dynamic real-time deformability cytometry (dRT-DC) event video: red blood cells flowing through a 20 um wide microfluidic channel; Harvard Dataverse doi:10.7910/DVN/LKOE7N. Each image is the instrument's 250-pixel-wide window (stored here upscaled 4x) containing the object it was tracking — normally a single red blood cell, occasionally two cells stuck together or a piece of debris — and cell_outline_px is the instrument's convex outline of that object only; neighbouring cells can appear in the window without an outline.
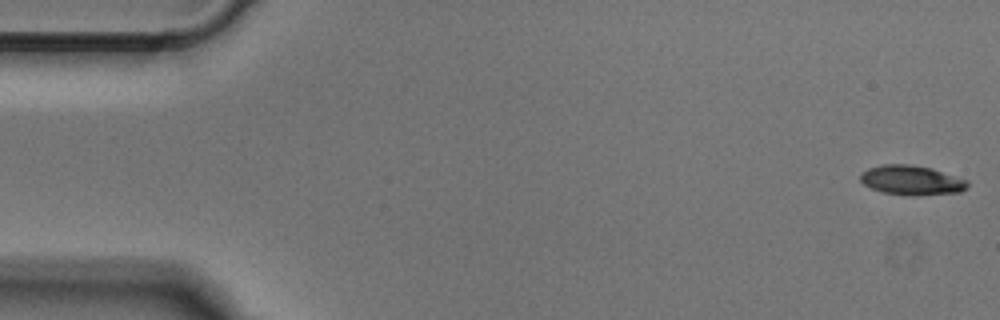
{"species": "Egyptian fruit bat (a non-hibernating species)", "species_latin": "Rousettus aegyptiacus", "temperature_condition": "cold", "stored_images_in_passage": 50, "camera_frame_rate_fps": 3000, "um_per_image_px": 0.085, "animal": {"sex": "male"}, "frame": {"image": 1, "passage_image": 1, "time_ms": 0.0, "image_size_px": [1000, 320], "cell_outline_px": [[968, 188], [960, 192], [884, 192], [872, 188], [864, 184], [860, 180], [860, 172], [868, 168], [884, 164], [908, 164], [932, 168], [968, 180]], "centroid_in_image_um": [77.46, 15.24], "position_along_channel_um": 7.5, "area_um2": 17.4}}
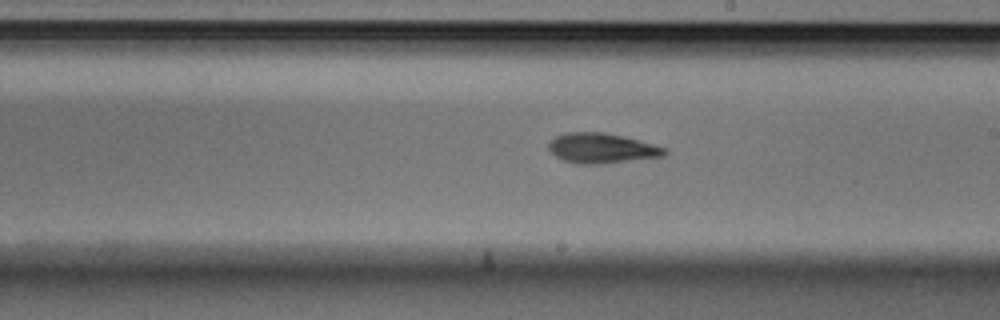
{"frame": {"image": 2, "passage_image": 28, "time_ms": 9.0, "image_size_px": [1000, 320], "cell_outline_px": [[668, 152], [664, 156], [600, 164], [576, 164], [564, 160], [556, 156], [548, 148], [548, 144], [556, 136], [564, 132], [604, 132], [624, 136], [640, 140], [668, 148]], "centroid_in_image_um": [51.17, 12.59], "position_along_channel_um": 237.8, "area_um2": 20.4}}
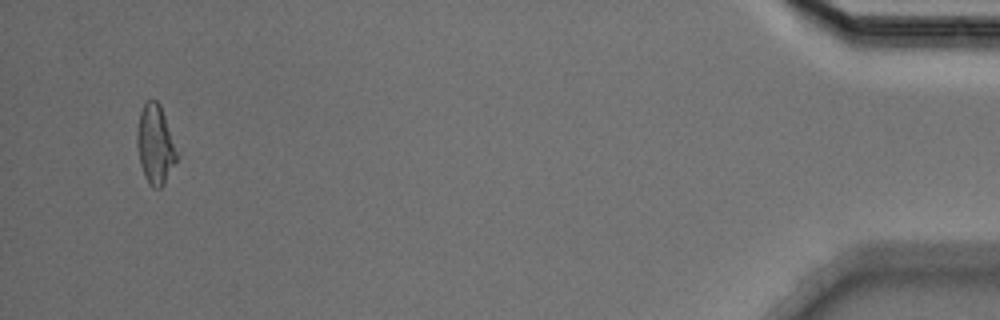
{"frame": {"image": 3, "passage_image": 48, "time_ms": 15.667, "image_size_px": [1000, 320], "cell_outline_px": [[180, 156], [164, 184], [160, 188], [152, 188], [148, 184], [144, 176], [140, 164], [136, 144], [136, 136], [140, 112], [144, 104], [148, 100], [156, 100], [160, 104], [180, 152]], "centroid_in_image_um": [13.23, 12.31], "position_along_channel_um": 422.0, "area_um2": 18.96}}